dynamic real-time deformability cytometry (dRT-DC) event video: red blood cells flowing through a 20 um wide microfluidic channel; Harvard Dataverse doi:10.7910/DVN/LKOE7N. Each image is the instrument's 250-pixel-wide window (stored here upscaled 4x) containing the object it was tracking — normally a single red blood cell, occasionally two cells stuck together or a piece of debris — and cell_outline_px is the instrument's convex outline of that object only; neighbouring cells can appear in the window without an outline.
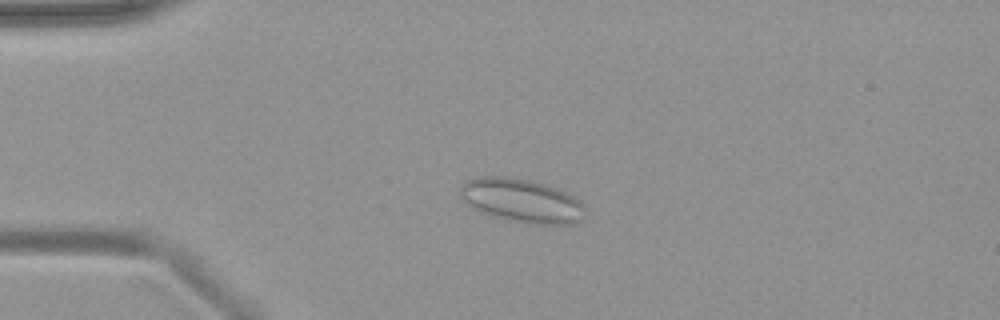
{"species": "common noctule bat (a hibernating species)", "species_latin": "Nyctalus noctula", "temperature_condition": "warm", "stored_images_in_passage": 51, "camera_frame_rate_fps": 3000, "um_per_image_px": 0.085, "animal": {"sex": "female", "body_mass_g": 19.9}, "frame": {"image": 1, "passage_image": 13, "time_ms": 4.0, "image_size_px": [1000, 320], "cell_outline_px": [[588, 212], [576, 224], [532, 224], [508, 220], [492, 216], [472, 208], [460, 200], [460, 184], [464, 180], [480, 176], [504, 176], [532, 180], [556, 188], [580, 200], [584, 204]], "centroid_in_image_um": [44.32, 17.05], "position_along_channel_um": 40.7, "area_um2": 32.37}}
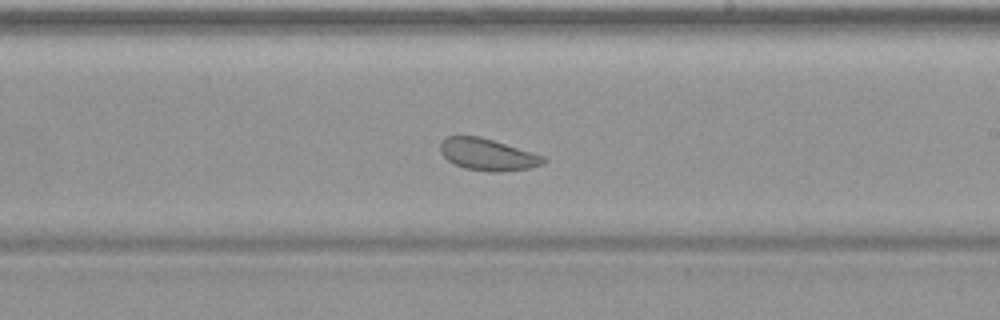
{"frame": {"image": 2, "passage_image": 31, "time_ms": 10.0, "image_size_px": [1000, 320], "cell_outline_px": [[548, 160], [540, 164], [528, 168], [500, 172], [492, 172], [464, 168], [448, 160], [440, 152], [440, 144], [448, 136], [480, 136], [532, 152], [544, 156]], "centroid_in_image_um": [41.44, 13.13], "position_along_channel_um": 247.6, "area_um2": 18.9}}
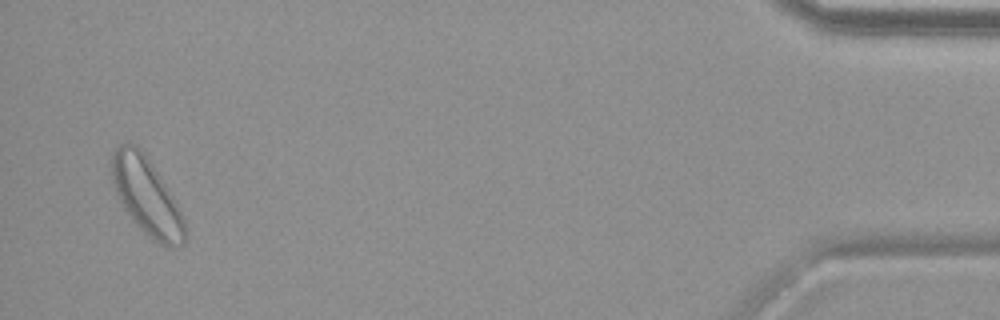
{"frame": {"image": 3, "passage_image": 50, "time_ms": 16.333, "image_size_px": [1000, 320], "cell_outline_px": [[188, 236], [184, 244], [168, 248], [152, 240], [136, 224], [124, 208], [116, 192], [112, 180], [112, 152], [120, 144], [136, 144], [144, 152], [152, 164], [172, 196], [184, 220]], "centroid_in_image_um": [12.48, 16.72], "position_along_channel_um": 422.7, "area_um2": 32.54}}